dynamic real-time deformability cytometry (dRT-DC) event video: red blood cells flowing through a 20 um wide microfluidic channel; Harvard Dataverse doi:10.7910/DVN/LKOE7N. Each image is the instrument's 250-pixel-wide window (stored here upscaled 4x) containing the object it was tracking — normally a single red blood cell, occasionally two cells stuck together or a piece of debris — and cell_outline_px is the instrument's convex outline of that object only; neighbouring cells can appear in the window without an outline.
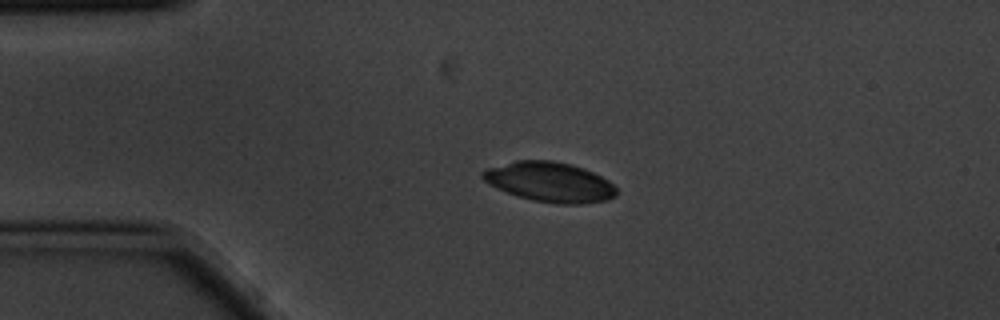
{"species": "common noctule bat (a hibernating species)", "species_latin": "Nyctalus noctula", "temperature_condition": "cold", "stored_images_in_passage": 2, "camera_frame_rate_fps": 3000, "um_per_image_px": 0.085, "animal": {"sex": "male", "body_mass_g": 20.1, "forearm_length_mm": 53.5}, "frame": {"image": 1, "passage_image": 1, "time_ms": 0.0, "image_size_px": [1000, 320], "cell_outline_px": [[616, 196], [608, 200], [580, 204], [556, 204], [532, 200], [516, 196], [496, 188], [488, 184], [480, 176], [480, 172], [488, 168], [516, 160], [552, 160], [572, 164], [584, 168], [608, 180], [616, 188]], "centroid_in_image_um": [46.71, 15.47], "position_along_channel_um": 38.3, "area_um2": 31.27}}